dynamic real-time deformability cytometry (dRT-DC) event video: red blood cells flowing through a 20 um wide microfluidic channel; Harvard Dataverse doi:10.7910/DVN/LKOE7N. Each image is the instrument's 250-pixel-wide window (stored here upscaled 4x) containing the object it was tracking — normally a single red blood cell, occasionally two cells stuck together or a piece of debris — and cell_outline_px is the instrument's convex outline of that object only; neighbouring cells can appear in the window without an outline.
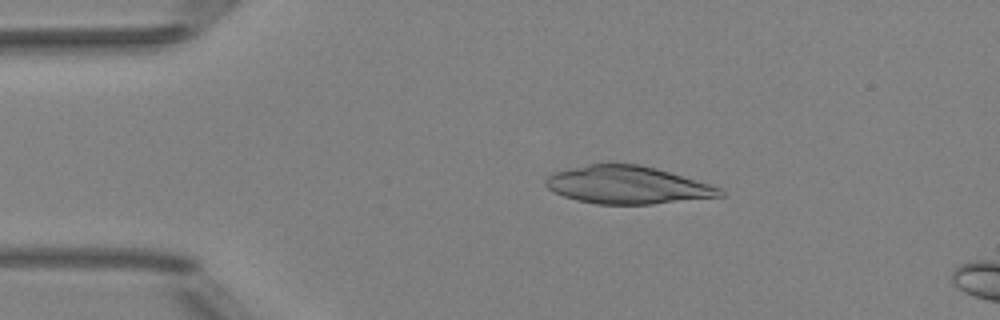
{"species": "Egyptian fruit bat (a non-hibernating species)", "species_latin": "Rousettus aegyptiacus", "temperature_condition": "room temperature", "stored_images_in_passage": 15, "camera_frame_rate_fps": 3000, "um_per_image_px": 0.085, "animal": {"sex": "female"}, "frame": {"image": 1, "passage_image": 9, "time_ms": 2.667, "image_size_px": [1000, 320], "cell_outline_px": [[724, 196], [652, 204], [596, 204], [576, 200], [564, 196], [548, 188], [544, 184], [544, 180], [552, 172], [588, 164], [640, 164], [656, 168], [708, 184], [720, 188], [724, 192]], "centroid_in_image_um": [53.3, 15.73], "position_along_channel_um": 31.7, "area_um2": 38.09}}